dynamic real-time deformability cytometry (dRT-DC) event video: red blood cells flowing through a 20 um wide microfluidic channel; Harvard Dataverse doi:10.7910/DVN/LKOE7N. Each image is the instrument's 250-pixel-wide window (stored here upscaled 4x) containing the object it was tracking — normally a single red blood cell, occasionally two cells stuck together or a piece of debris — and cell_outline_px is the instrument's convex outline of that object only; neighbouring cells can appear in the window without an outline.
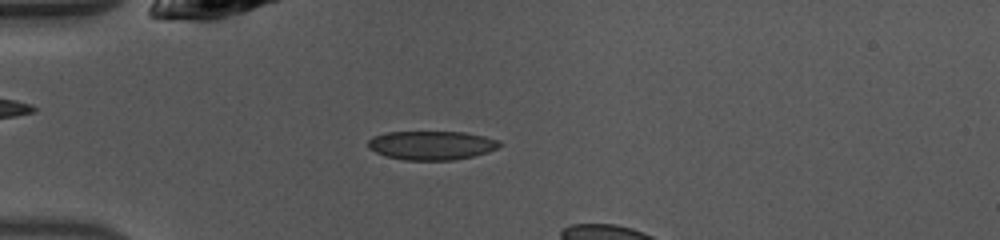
{"species": "common noctule bat (a hibernating species)", "species_latin": "Nyctalus noctula", "temperature_condition": "warm", "stored_images_in_passage": 6, "camera_frame_rate_fps": 3000, "um_per_image_px": 0.085, "animal": {"sex": "female", "body_mass_g": 10.0, "forearm_length_mm": 53.1}, "frame": {"image": 1, "passage_image": 2, "time_ms": 0.333, "image_size_px": [1000, 240], "cell_outline_px": [[504, 144], [488, 152], [472, 156], [452, 160], [404, 160], [388, 156], [376, 152], [368, 148], [368, 140], [372, 136], [388, 132], [464, 132], [484, 136], [500, 140]], "centroid_in_image_um": [36.7, 12.34], "position_along_channel_um": 48.3, "area_um2": 22.14}}